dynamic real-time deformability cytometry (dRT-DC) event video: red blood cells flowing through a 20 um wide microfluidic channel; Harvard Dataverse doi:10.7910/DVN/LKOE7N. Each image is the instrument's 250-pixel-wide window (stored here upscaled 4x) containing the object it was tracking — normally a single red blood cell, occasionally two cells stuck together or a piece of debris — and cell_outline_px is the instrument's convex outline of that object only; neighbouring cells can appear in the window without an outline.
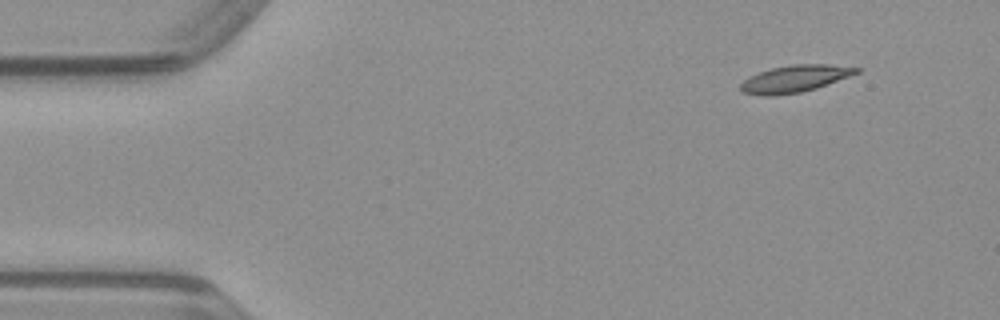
{"species": "common noctule bat (a hibernating species)", "species_latin": "Nyctalus noctula", "temperature_condition": "warm", "stored_images_in_passage": 46, "camera_frame_rate_fps": 3000, "um_per_image_px": 0.085, "animal": {"sex": "male", "body_mass_g": 23.1, "forearm_length_mm": 52.7}, "frame": {"image": 1, "passage_image": 1, "time_ms": 0.0, "image_size_px": [1000, 320], "cell_outline_px": [[860, 72], [816, 88], [800, 92], [776, 96], [760, 96], [744, 92], [740, 88], [740, 84], [744, 80], [760, 72], [772, 68], [792, 64], [828, 64], [860, 68]], "centroid_in_image_um": [67.56, 6.7], "position_along_channel_um": 17.4, "area_um2": 18.03}}
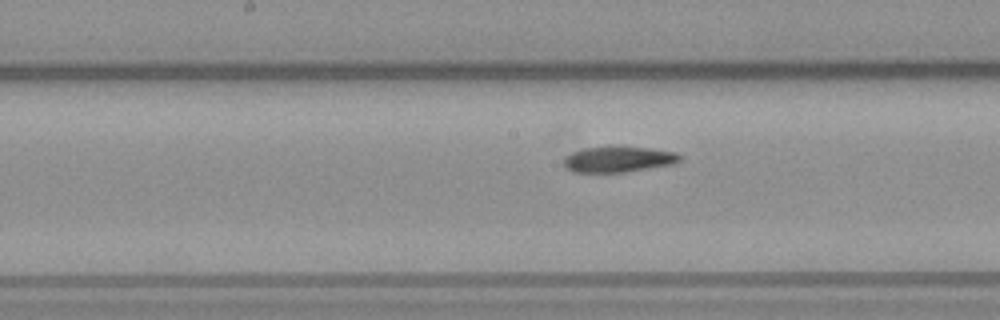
{"frame": {"image": 2, "passage_image": 21, "time_ms": 6.667, "image_size_px": [1000, 320], "cell_outline_px": [[680, 160], [672, 164], [624, 172], [572, 172], [564, 168], [564, 156], [572, 152], [584, 148], [616, 144], [648, 148], [676, 152], [680, 156]], "centroid_in_image_um": [52.5, 13.51], "position_along_channel_um": 195.7, "area_um2": 17.86}}
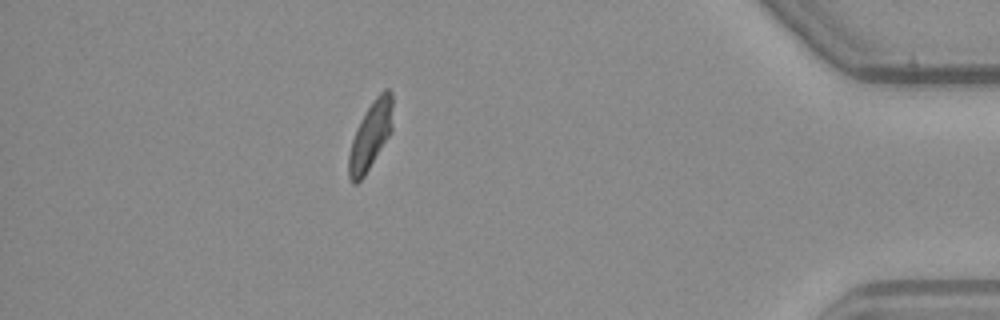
{"frame": {"image": 3, "passage_image": 40, "time_ms": 13.0, "image_size_px": [1000, 320], "cell_outline_px": [[392, 132], [364, 176], [356, 184], [352, 184], [348, 176], [348, 156], [352, 140], [356, 128], [360, 120], [372, 100], [384, 88], [388, 88], [392, 92]], "centroid_in_image_um": [31.49, 11.51], "position_along_channel_um": 403.7, "area_um2": 17.51}}